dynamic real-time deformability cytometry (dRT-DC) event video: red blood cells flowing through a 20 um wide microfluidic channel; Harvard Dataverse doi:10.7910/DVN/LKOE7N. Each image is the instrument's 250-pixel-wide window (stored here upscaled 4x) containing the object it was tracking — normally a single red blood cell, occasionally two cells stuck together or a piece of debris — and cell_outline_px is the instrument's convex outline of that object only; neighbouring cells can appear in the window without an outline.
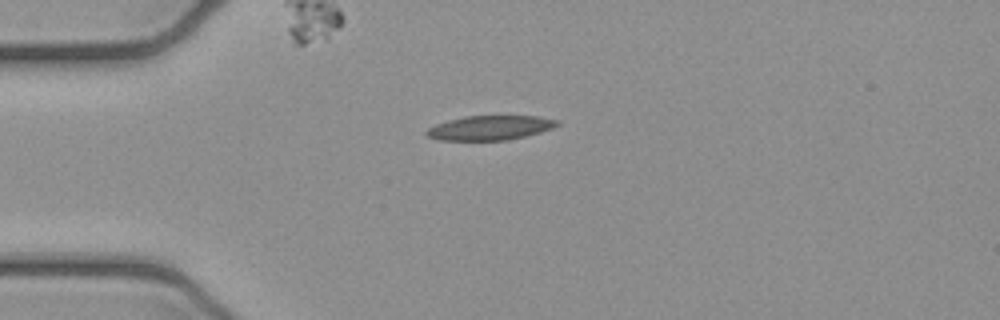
{"species": "common noctule bat (a hibernating species)", "species_latin": "Nyctalus noctula", "temperature_condition": "cold", "stored_images_in_passage": 6, "camera_frame_rate_fps": 3000, "um_per_image_px": 0.085, "animal": {"sex": "female", "body_mass_g": 21.9}, "frame": {"image": 1, "passage_image": 1, "time_ms": 0.0, "image_size_px": [1000, 320], "cell_outline_px": [[560, 124], [552, 128], [540, 132], [508, 140], [440, 140], [428, 136], [424, 132], [428, 128], [436, 124], [448, 120], [464, 116], [540, 116], [560, 120]], "centroid_in_image_um": [41.67, 10.85], "position_along_channel_um": 43.3, "area_um2": 18.61}}
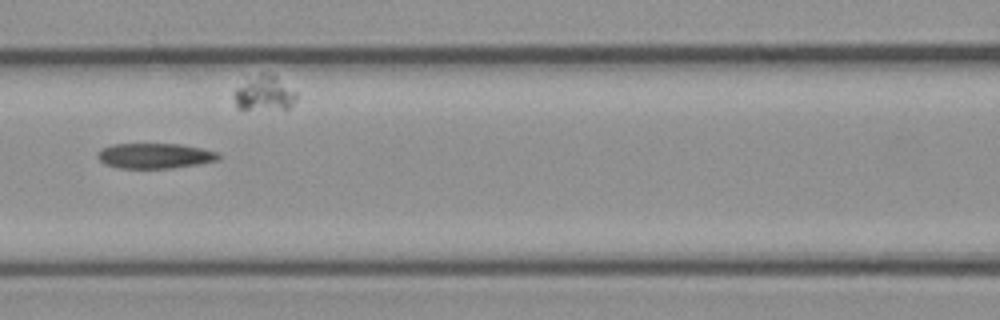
{"frame": {"image": 2, "passage_image": 4, "time_ms": 1.0, "image_size_px": [1000, 320], "cell_outline_px": [[220, 160], [200, 164], [168, 168], [116, 168], [104, 164], [96, 156], [96, 152], [100, 148], [112, 144], [180, 144], [200, 148], [216, 152], [220, 156]], "centroid_in_image_um": [13.11, 13.24], "position_along_channel_um": 153.5, "area_um2": 17.92}}
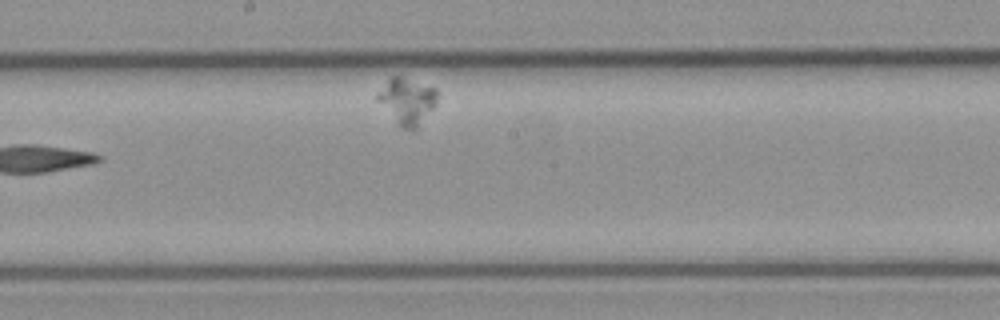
{"frame": {"image": 3, "passage_image": 6, "time_ms": 1.667, "image_size_px": [1000, 320], "cell_outline_px": [[436, 104], [416, 132], [412, 132], [400, 128], [396, 124], [376, 100], [376, 92], [392, 76], [400, 76], [436, 88]], "centroid_in_image_um": [34.58, 8.65], "position_along_channel_um": 213.6, "area_um2": 16.53}}